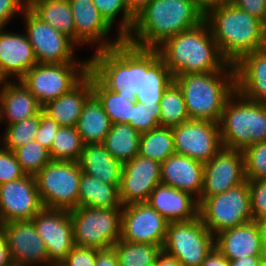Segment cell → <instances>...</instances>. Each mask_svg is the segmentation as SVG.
I'll use <instances>...</instances> for the list:
<instances>
[{
	"label": "cell",
	"mask_w": 266,
	"mask_h": 266,
	"mask_svg": "<svg viewBox=\"0 0 266 266\" xmlns=\"http://www.w3.org/2000/svg\"><path fill=\"white\" fill-rule=\"evenodd\" d=\"M204 18L205 12L196 0H153L137 13L124 40L140 48L156 49L168 38L198 26Z\"/></svg>",
	"instance_id": "cell-1"
},
{
	"label": "cell",
	"mask_w": 266,
	"mask_h": 266,
	"mask_svg": "<svg viewBox=\"0 0 266 266\" xmlns=\"http://www.w3.org/2000/svg\"><path fill=\"white\" fill-rule=\"evenodd\" d=\"M204 20L229 64L234 65L244 55L266 48V32L262 21L234 4L207 9Z\"/></svg>",
	"instance_id": "cell-2"
},
{
	"label": "cell",
	"mask_w": 266,
	"mask_h": 266,
	"mask_svg": "<svg viewBox=\"0 0 266 266\" xmlns=\"http://www.w3.org/2000/svg\"><path fill=\"white\" fill-rule=\"evenodd\" d=\"M156 49L173 77L221 71L229 64L223 58L205 20L194 28L168 38Z\"/></svg>",
	"instance_id": "cell-3"
},
{
	"label": "cell",
	"mask_w": 266,
	"mask_h": 266,
	"mask_svg": "<svg viewBox=\"0 0 266 266\" xmlns=\"http://www.w3.org/2000/svg\"><path fill=\"white\" fill-rule=\"evenodd\" d=\"M174 81L183 93L190 119L218 123L226 101L236 91L232 64L216 72L180 74Z\"/></svg>",
	"instance_id": "cell-4"
},
{
	"label": "cell",
	"mask_w": 266,
	"mask_h": 266,
	"mask_svg": "<svg viewBox=\"0 0 266 266\" xmlns=\"http://www.w3.org/2000/svg\"><path fill=\"white\" fill-rule=\"evenodd\" d=\"M89 72L106 88L136 96L142 82V48L123 40L109 49L95 51L88 59Z\"/></svg>",
	"instance_id": "cell-5"
},
{
	"label": "cell",
	"mask_w": 266,
	"mask_h": 266,
	"mask_svg": "<svg viewBox=\"0 0 266 266\" xmlns=\"http://www.w3.org/2000/svg\"><path fill=\"white\" fill-rule=\"evenodd\" d=\"M218 124L223 148L243 151L266 141V105L235 91L226 101Z\"/></svg>",
	"instance_id": "cell-6"
},
{
	"label": "cell",
	"mask_w": 266,
	"mask_h": 266,
	"mask_svg": "<svg viewBox=\"0 0 266 266\" xmlns=\"http://www.w3.org/2000/svg\"><path fill=\"white\" fill-rule=\"evenodd\" d=\"M198 203L199 217L214 236L253 221L247 180L223 193L201 197Z\"/></svg>",
	"instance_id": "cell-7"
},
{
	"label": "cell",
	"mask_w": 266,
	"mask_h": 266,
	"mask_svg": "<svg viewBox=\"0 0 266 266\" xmlns=\"http://www.w3.org/2000/svg\"><path fill=\"white\" fill-rule=\"evenodd\" d=\"M69 213L75 246L106 250L121 238L122 208L77 207Z\"/></svg>",
	"instance_id": "cell-8"
},
{
	"label": "cell",
	"mask_w": 266,
	"mask_h": 266,
	"mask_svg": "<svg viewBox=\"0 0 266 266\" xmlns=\"http://www.w3.org/2000/svg\"><path fill=\"white\" fill-rule=\"evenodd\" d=\"M82 169L78 162L53 161L35 175L41 203L45 209L71 211L78 207Z\"/></svg>",
	"instance_id": "cell-9"
},
{
	"label": "cell",
	"mask_w": 266,
	"mask_h": 266,
	"mask_svg": "<svg viewBox=\"0 0 266 266\" xmlns=\"http://www.w3.org/2000/svg\"><path fill=\"white\" fill-rule=\"evenodd\" d=\"M89 63H37L19 80L41 106L68 93L88 73Z\"/></svg>",
	"instance_id": "cell-10"
},
{
	"label": "cell",
	"mask_w": 266,
	"mask_h": 266,
	"mask_svg": "<svg viewBox=\"0 0 266 266\" xmlns=\"http://www.w3.org/2000/svg\"><path fill=\"white\" fill-rule=\"evenodd\" d=\"M215 247V236L198 216L191 221L168 224L162 250L182 266H200Z\"/></svg>",
	"instance_id": "cell-11"
},
{
	"label": "cell",
	"mask_w": 266,
	"mask_h": 266,
	"mask_svg": "<svg viewBox=\"0 0 266 266\" xmlns=\"http://www.w3.org/2000/svg\"><path fill=\"white\" fill-rule=\"evenodd\" d=\"M25 33L34 52L37 63H89L76 61V43L67 35L41 21L28 8L23 12Z\"/></svg>",
	"instance_id": "cell-12"
},
{
	"label": "cell",
	"mask_w": 266,
	"mask_h": 266,
	"mask_svg": "<svg viewBox=\"0 0 266 266\" xmlns=\"http://www.w3.org/2000/svg\"><path fill=\"white\" fill-rule=\"evenodd\" d=\"M171 130L175 153L203 164L210 161L223 148L218 123L189 119L171 127Z\"/></svg>",
	"instance_id": "cell-13"
},
{
	"label": "cell",
	"mask_w": 266,
	"mask_h": 266,
	"mask_svg": "<svg viewBox=\"0 0 266 266\" xmlns=\"http://www.w3.org/2000/svg\"><path fill=\"white\" fill-rule=\"evenodd\" d=\"M169 222L147 202L122 208L121 240L163 246Z\"/></svg>",
	"instance_id": "cell-14"
},
{
	"label": "cell",
	"mask_w": 266,
	"mask_h": 266,
	"mask_svg": "<svg viewBox=\"0 0 266 266\" xmlns=\"http://www.w3.org/2000/svg\"><path fill=\"white\" fill-rule=\"evenodd\" d=\"M43 208L35 176L25 175L0 185V225L31 220Z\"/></svg>",
	"instance_id": "cell-15"
},
{
	"label": "cell",
	"mask_w": 266,
	"mask_h": 266,
	"mask_svg": "<svg viewBox=\"0 0 266 266\" xmlns=\"http://www.w3.org/2000/svg\"><path fill=\"white\" fill-rule=\"evenodd\" d=\"M43 239L50 263H61L75 246L69 211L43 208L32 219Z\"/></svg>",
	"instance_id": "cell-16"
},
{
	"label": "cell",
	"mask_w": 266,
	"mask_h": 266,
	"mask_svg": "<svg viewBox=\"0 0 266 266\" xmlns=\"http://www.w3.org/2000/svg\"><path fill=\"white\" fill-rule=\"evenodd\" d=\"M161 183V163L137 155L123 163L119 195L122 205L147 202Z\"/></svg>",
	"instance_id": "cell-17"
},
{
	"label": "cell",
	"mask_w": 266,
	"mask_h": 266,
	"mask_svg": "<svg viewBox=\"0 0 266 266\" xmlns=\"http://www.w3.org/2000/svg\"><path fill=\"white\" fill-rule=\"evenodd\" d=\"M6 236L11 258L19 266L50 265L46 245L32 220L11 221L0 225Z\"/></svg>",
	"instance_id": "cell-18"
},
{
	"label": "cell",
	"mask_w": 266,
	"mask_h": 266,
	"mask_svg": "<svg viewBox=\"0 0 266 266\" xmlns=\"http://www.w3.org/2000/svg\"><path fill=\"white\" fill-rule=\"evenodd\" d=\"M68 2L74 17L77 46L98 43V51L114 47L124 40L119 33L115 40H109L108 34L112 26L100 14L93 0H68Z\"/></svg>",
	"instance_id": "cell-19"
},
{
	"label": "cell",
	"mask_w": 266,
	"mask_h": 266,
	"mask_svg": "<svg viewBox=\"0 0 266 266\" xmlns=\"http://www.w3.org/2000/svg\"><path fill=\"white\" fill-rule=\"evenodd\" d=\"M201 197L223 193L245 181L244 156L239 150L222 148L204 164Z\"/></svg>",
	"instance_id": "cell-20"
},
{
	"label": "cell",
	"mask_w": 266,
	"mask_h": 266,
	"mask_svg": "<svg viewBox=\"0 0 266 266\" xmlns=\"http://www.w3.org/2000/svg\"><path fill=\"white\" fill-rule=\"evenodd\" d=\"M0 28V74L10 81L20 80L27 71L37 64L32 45L26 33L18 34Z\"/></svg>",
	"instance_id": "cell-21"
},
{
	"label": "cell",
	"mask_w": 266,
	"mask_h": 266,
	"mask_svg": "<svg viewBox=\"0 0 266 266\" xmlns=\"http://www.w3.org/2000/svg\"><path fill=\"white\" fill-rule=\"evenodd\" d=\"M204 164L177 153L161 163V183L201 198Z\"/></svg>",
	"instance_id": "cell-22"
},
{
	"label": "cell",
	"mask_w": 266,
	"mask_h": 266,
	"mask_svg": "<svg viewBox=\"0 0 266 266\" xmlns=\"http://www.w3.org/2000/svg\"><path fill=\"white\" fill-rule=\"evenodd\" d=\"M147 203L169 223L191 221L199 216V203L195 197L162 183L153 189Z\"/></svg>",
	"instance_id": "cell-23"
},
{
	"label": "cell",
	"mask_w": 266,
	"mask_h": 266,
	"mask_svg": "<svg viewBox=\"0 0 266 266\" xmlns=\"http://www.w3.org/2000/svg\"><path fill=\"white\" fill-rule=\"evenodd\" d=\"M234 68L236 91L266 105V48L244 55Z\"/></svg>",
	"instance_id": "cell-24"
},
{
	"label": "cell",
	"mask_w": 266,
	"mask_h": 266,
	"mask_svg": "<svg viewBox=\"0 0 266 266\" xmlns=\"http://www.w3.org/2000/svg\"><path fill=\"white\" fill-rule=\"evenodd\" d=\"M215 247L229 260L265 255L261 228L255 221L220 232Z\"/></svg>",
	"instance_id": "cell-25"
},
{
	"label": "cell",
	"mask_w": 266,
	"mask_h": 266,
	"mask_svg": "<svg viewBox=\"0 0 266 266\" xmlns=\"http://www.w3.org/2000/svg\"><path fill=\"white\" fill-rule=\"evenodd\" d=\"M173 80L157 49L142 48V82L136 101L145 105H160L164 91Z\"/></svg>",
	"instance_id": "cell-26"
},
{
	"label": "cell",
	"mask_w": 266,
	"mask_h": 266,
	"mask_svg": "<svg viewBox=\"0 0 266 266\" xmlns=\"http://www.w3.org/2000/svg\"><path fill=\"white\" fill-rule=\"evenodd\" d=\"M92 94V74L88 71L87 75L68 93L42 106V111L59 126L76 127L84 103Z\"/></svg>",
	"instance_id": "cell-27"
},
{
	"label": "cell",
	"mask_w": 266,
	"mask_h": 266,
	"mask_svg": "<svg viewBox=\"0 0 266 266\" xmlns=\"http://www.w3.org/2000/svg\"><path fill=\"white\" fill-rule=\"evenodd\" d=\"M41 111L42 106L21 81H5L0 87V123L14 124Z\"/></svg>",
	"instance_id": "cell-28"
},
{
	"label": "cell",
	"mask_w": 266,
	"mask_h": 266,
	"mask_svg": "<svg viewBox=\"0 0 266 266\" xmlns=\"http://www.w3.org/2000/svg\"><path fill=\"white\" fill-rule=\"evenodd\" d=\"M78 163L83 173L120 186L123 163L115 159L102 143L84 144Z\"/></svg>",
	"instance_id": "cell-29"
},
{
	"label": "cell",
	"mask_w": 266,
	"mask_h": 266,
	"mask_svg": "<svg viewBox=\"0 0 266 266\" xmlns=\"http://www.w3.org/2000/svg\"><path fill=\"white\" fill-rule=\"evenodd\" d=\"M78 207L123 208L119 187L104 183L86 173H81L79 183Z\"/></svg>",
	"instance_id": "cell-30"
},
{
	"label": "cell",
	"mask_w": 266,
	"mask_h": 266,
	"mask_svg": "<svg viewBox=\"0 0 266 266\" xmlns=\"http://www.w3.org/2000/svg\"><path fill=\"white\" fill-rule=\"evenodd\" d=\"M112 127L109 116L102 104L92 94L84 103L76 126L84 144L103 143Z\"/></svg>",
	"instance_id": "cell-31"
},
{
	"label": "cell",
	"mask_w": 266,
	"mask_h": 266,
	"mask_svg": "<svg viewBox=\"0 0 266 266\" xmlns=\"http://www.w3.org/2000/svg\"><path fill=\"white\" fill-rule=\"evenodd\" d=\"M26 2L27 8L36 17L75 42L74 17L68 0H26Z\"/></svg>",
	"instance_id": "cell-32"
},
{
	"label": "cell",
	"mask_w": 266,
	"mask_h": 266,
	"mask_svg": "<svg viewBox=\"0 0 266 266\" xmlns=\"http://www.w3.org/2000/svg\"><path fill=\"white\" fill-rule=\"evenodd\" d=\"M140 138L130 124L114 123L102 144L115 159L125 163L138 155Z\"/></svg>",
	"instance_id": "cell-33"
},
{
	"label": "cell",
	"mask_w": 266,
	"mask_h": 266,
	"mask_svg": "<svg viewBox=\"0 0 266 266\" xmlns=\"http://www.w3.org/2000/svg\"><path fill=\"white\" fill-rule=\"evenodd\" d=\"M92 90L93 94L102 104L112 124L128 123L130 121L136 96L119 95L114 91L106 89L93 75Z\"/></svg>",
	"instance_id": "cell-34"
},
{
	"label": "cell",
	"mask_w": 266,
	"mask_h": 266,
	"mask_svg": "<svg viewBox=\"0 0 266 266\" xmlns=\"http://www.w3.org/2000/svg\"><path fill=\"white\" fill-rule=\"evenodd\" d=\"M174 153V139L170 127H157L141 134L138 155L162 163Z\"/></svg>",
	"instance_id": "cell-35"
},
{
	"label": "cell",
	"mask_w": 266,
	"mask_h": 266,
	"mask_svg": "<svg viewBox=\"0 0 266 266\" xmlns=\"http://www.w3.org/2000/svg\"><path fill=\"white\" fill-rule=\"evenodd\" d=\"M119 266H154L162 247L154 244L131 243L119 239L113 246Z\"/></svg>",
	"instance_id": "cell-36"
},
{
	"label": "cell",
	"mask_w": 266,
	"mask_h": 266,
	"mask_svg": "<svg viewBox=\"0 0 266 266\" xmlns=\"http://www.w3.org/2000/svg\"><path fill=\"white\" fill-rule=\"evenodd\" d=\"M183 93L173 80L160 101V127H174L189 120Z\"/></svg>",
	"instance_id": "cell-37"
},
{
	"label": "cell",
	"mask_w": 266,
	"mask_h": 266,
	"mask_svg": "<svg viewBox=\"0 0 266 266\" xmlns=\"http://www.w3.org/2000/svg\"><path fill=\"white\" fill-rule=\"evenodd\" d=\"M83 148L84 143L76 127L60 126L49 154L53 161L79 162Z\"/></svg>",
	"instance_id": "cell-38"
},
{
	"label": "cell",
	"mask_w": 266,
	"mask_h": 266,
	"mask_svg": "<svg viewBox=\"0 0 266 266\" xmlns=\"http://www.w3.org/2000/svg\"><path fill=\"white\" fill-rule=\"evenodd\" d=\"M40 125V113L20 122L7 125L1 141L3 147L12 151L34 141Z\"/></svg>",
	"instance_id": "cell-39"
},
{
	"label": "cell",
	"mask_w": 266,
	"mask_h": 266,
	"mask_svg": "<svg viewBox=\"0 0 266 266\" xmlns=\"http://www.w3.org/2000/svg\"><path fill=\"white\" fill-rule=\"evenodd\" d=\"M14 153L26 175L35 176L51 161L49 150L35 140L17 148Z\"/></svg>",
	"instance_id": "cell-40"
},
{
	"label": "cell",
	"mask_w": 266,
	"mask_h": 266,
	"mask_svg": "<svg viewBox=\"0 0 266 266\" xmlns=\"http://www.w3.org/2000/svg\"><path fill=\"white\" fill-rule=\"evenodd\" d=\"M93 3L112 27L116 17L122 14L118 33L123 38L129 34L133 27L135 16L128 10L124 0H93Z\"/></svg>",
	"instance_id": "cell-41"
},
{
	"label": "cell",
	"mask_w": 266,
	"mask_h": 266,
	"mask_svg": "<svg viewBox=\"0 0 266 266\" xmlns=\"http://www.w3.org/2000/svg\"><path fill=\"white\" fill-rule=\"evenodd\" d=\"M242 152L245 180L266 179V141L254 143Z\"/></svg>",
	"instance_id": "cell-42"
},
{
	"label": "cell",
	"mask_w": 266,
	"mask_h": 266,
	"mask_svg": "<svg viewBox=\"0 0 266 266\" xmlns=\"http://www.w3.org/2000/svg\"><path fill=\"white\" fill-rule=\"evenodd\" d=\"M160 105H145L134 101L131 119L128 122L140 134L160 127Z\"/></svg>",
	"instance_id": "cell-43"
},
{
	"label": "cell",
	"mask_w": 266,
	"mask_h": 266,
	"mask_svg": "<svg viewBox=\"0 0 266 266\" xmlns=\"http://www.w3.org/2000/svg\"><path fill=\"white\" fill-rule=\"evenodd\" d=\"M26 174L16 158L14 151L0 147V185L18 180Z\"/></svg>",
	"instance_id": "cell-44"
},
{
	"label": "cell",
	"mask_w": 266,
	"mask_h": 266,
	"mask_svg": "<svg viewBox=\"0 0 266 266\" xmlns=\"http://www.w3.org/2000/svg\"><path fill=\"white\" fill-rule=\"evenodd\" d=\"M250 204L253 221L266 218V179L249 181Z\"/></svg>",
	"instance_id": "cell-45"
},
{
	"label": "cell",
	"mask_w": 266,
	"mask_h": 266,
	"mask_svg": "<svg viewBox=\"0 0 266 266\" xmlns=\"http://www.w3.org/2000/svg\"><path fill=\"white\" fill-rule=\"evenodd\" d=\"M59 124L43 111L40 112V125L35 135V141H38L43 147L50 150L53 139L59 128Z\"/></svg>",
	"instance_id": "cell-46"
},
{
	"label": "cell",
	"mask_w": 266,
	"mask_h": 266,
	"mask_svg": "<svg viewBox=\"0 0 266 266\" xmlns=\"http://www.w3.org/2000/svg\"><path fill=\"white\" fill-rule=\"evenodd\" d=\"M98 250L74 246L62 262L66 266H95Z\"/></svg>",
	"instance_id": "cell-47"
},
{
	"label": "cell",
	"mask_w": 266,
	"mask_h": 266,
	"mask_svg": "<svg viewBox=\"0 0 266 266\" xmlns=\"http://www.w3.org/2000/svg\"><path fill=\"white\" fill-rule=\"evenodd\" d=\"M26 8V0H0V28H4L12 17L21 14Z\"/></svg>",
	"instance_id": "cell-48"
},
{
	"label": "cell",
	"mask_w": 266,
	"mask_h": 266,
	"mask_svg": "<svg viewBox=\"0 0 266 266\" xmlns=\"http://www.w3.org/2000/svg\"><path fill=\"white\" fill-rule=\"evenodd\" d=\"M265 2L266 0H234L232 4L262 21L265 13Z\"/></svg>",
	"instance_id": "cell-49"
},
{
	"label": "cell",
	"mask_w": 266,
	"mask_h": 266,
	"mask_svg": "<svg viewBox=\"0 0 266 266\" xmlns=\"http://www.w3.org/2000/svg\"><path fill=\"white\" fill-rule=\"evenodd\" d=\"M200 266H229V259L216 247H214Z\"/></svg>",
	"instance_id": "cell-50"
},
{
	"label": "cell",
	"mask_w": 266,
	"mask_h": 266,
	"mask_svg": "<svg viewBox=\"0 0 266 266\" xmlns=\"http://www.w3.org/2000/svg\"><path fill=\"white\" fill-rule=\"evenodd\" d=\"M95 266H119L118 257L113 248L98 250Z\"/></svg>",
	"instance_id": "cell-51"
},
{
	"label": "cell",
	"mask_w": 266,
	"mask_h": 266,
	"mask_svg": "<svg viewBox=\"0 0 266 266\" xmlns=\"http://www.w3.org/2000/svg\"><path fill=\"white\" fill-rule=\"evenodd\" d=\"M13 264L6 236L0 229V266H11Z\"/></svg>",
	"instance_id": "cell-52"
},
{
	"label": "cell",
	"mask_w": 266,
	"mask_h": 266,
	"mask_svg": "<svg viewBox=\"0 0 266 266\" xmlns=\"http://www.w3.org/2000/svg\"><path fill=\"white\" fill-rule=\"evenodd\" d=\"M264 256H247L234 260H229V266H261Z\"/></svg>",
	"instance_id": "cell-53"
},
{
	"label": "cell",
	"mask_w": 266,
	"mask_h": 266,
	"mask_svg": "<svg viewBox=\"0 0 266 266\" xmlns=\"http://www.w3.org/2000/svg\"><path fill=\"white\" fill-rule=\"evenodd\" d=\"M154 266H182L173 256L165 253L163 250L156 259Z\"/></svg>",
	"instance_id": "cell-54"
},
{
	"label": "cell",
	"mask_w": 266,
	"mask_h": 266,
	"mask_svg": "<svg viewBox=\"0 0 266 266\" xmlns=\"http://www.w3.org/2000/svg\"><path fill=\"white\" fill-rule=\"evenodd\" d=\"M128 10L136 16L145 6L153 0H124Z\"/></svg>",
	"instance_id": "cell-55"
},
{
	"label": "cell",
	"mask_w": 266,
	"mask_h": 266,
	"mask_svg": "<svg viewBox=\"0 0 266 266\" xmlns=\"http://www.w3.org/2000/svg\"><path fill=\"white\" fill-rule=\"evenodd\" d=\"M199 6L204 10V12L217 5L232 4L234 0H196Z\"/></svg>",
	"instance_id": "cell-56"
},
{
	"label": "cell",
	"mask_w": 266,
	"mask_h": 266,
	"mask_svg": "<svg viewBox=\"0 0 266 266\" xmlns=\"http://www.w3.org/2000/svg\"><path fill=\"white\" fill-rule=\"evenodd\" d=\"M258 223L262 232L264 253L266 254V218L260 220Z\"/></svg>",
	"instance_id": "cell-57"
},
{
	"label": "cell",
	"mask_w": 266,
	"mask_h": 266,
	"mask_svg": "<svg viewBox=\"0 0 266 266\" xmlns=\"http://www.w3.org/2000/svg\"><path fill=\"white\" fill-rule=\"evenodd\" d=\"M262 25H263L264 31L266 32V2H265V13H264V18L262 20Z\"/></svg>",
	"instance_id": "cell-58"
},
{
	"label": "cell",
	"mask_w": 266,
	"mask_h": 266,
	"mask_svg": "<svg viewBox=\"0 0 266 266\" xmlns=\"http://www.w3.org/2000/svg\"><path fill=\"white\" fill-rule=\"evenodd\" d=\"M49 266H66L64 263H51Z\"/></svg>",
	"instance_id": "cell-59"
},
{
	"label": "cell",
	"mask_w": 266,
	"mask_h": 266,
	"mask_svg": "<svg viewBox=\"0 0 266 266\" xmlns=\"http://www.w3.org/2000/svg\"><path fill=\"white\" fill-rule=\"evenodd\" d=\"M5 79L0 74V87L5 83Z\"/></svg>",
	"instance_id": "cell-60"
},
{
	"label": "cell",
	"mask_w": 266,
	"mask_h": 266,
	"mask_svg": "<svg viewBox=\"0 0 266 266\" xmlns=\"http://www.w3.org/2000/svg\"><path fill=\"white\" fill-rule=\"evenodd\" d=\"M264 262L266 263V254L264 255Z\"/></svg>",
	"instance_id": "cell-61"
}]
</instances>
